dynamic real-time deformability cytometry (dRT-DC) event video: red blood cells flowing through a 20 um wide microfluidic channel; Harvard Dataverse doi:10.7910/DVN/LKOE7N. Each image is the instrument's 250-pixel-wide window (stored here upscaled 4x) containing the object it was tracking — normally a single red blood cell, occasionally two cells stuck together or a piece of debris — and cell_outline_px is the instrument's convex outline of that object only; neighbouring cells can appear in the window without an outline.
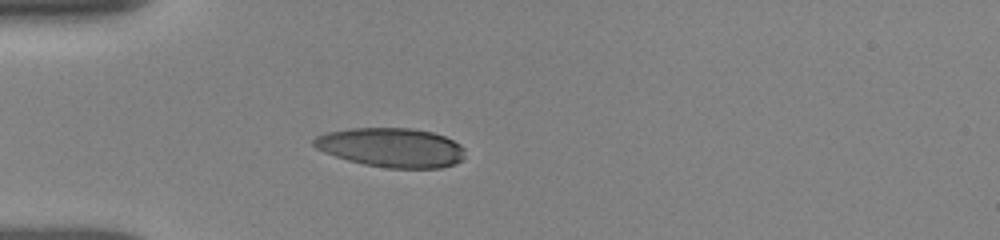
{"species": "human", "species_latin": "Homo sapiens", "temperature_condition": "room temperature", "stored_images_in_passage": 1, "camera_frame_rate_fps": 3000, "um_per_image_px": 0.085, "donor": {"sex": "female"}, "frame": {"image": 1, "passage_image": 1, "time_ms": 0.0, "image_size_px": [1000, 240], "cell_outline_px": [[464, 156], [456, 164], [440, 168], [388, 168], [364, 164], [348, 160], [324, 152], [316, 148], [312, 144], [312, 140], [316, 136], [324, 132], [348, 128], [412, 128], [432, 132], [444, 136], [460, 144], [464, 148]], "centroid_in_image_um": [33.24, 12.53], "position_along_channel_um": 51.8, "area_um2": 34.74}}